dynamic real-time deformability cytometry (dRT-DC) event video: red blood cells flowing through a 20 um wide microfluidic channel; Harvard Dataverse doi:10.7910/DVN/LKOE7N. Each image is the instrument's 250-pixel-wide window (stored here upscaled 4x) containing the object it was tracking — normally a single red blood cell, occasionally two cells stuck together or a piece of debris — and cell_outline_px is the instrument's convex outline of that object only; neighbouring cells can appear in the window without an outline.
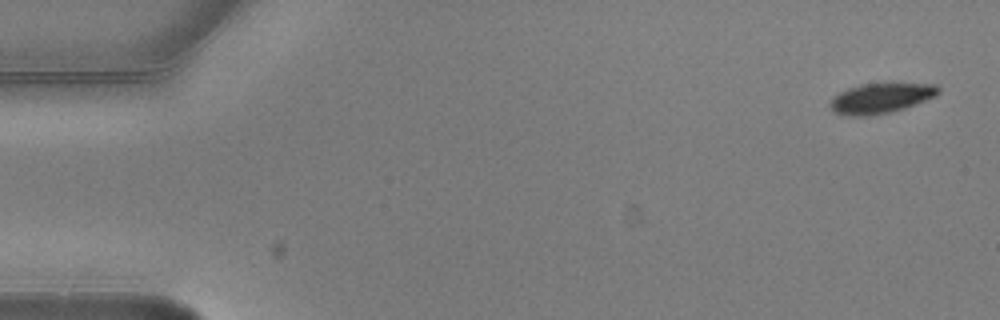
{"species": "common noctule bat (a hibernating species)", "species_latin": "Nyctalus noctula", "temperature_condition": "warm", "stored_images_in_passage": 5, "camera_frame_rate_fps": 3000, "um_per_image_px": 0.085, "animal": {"sex": "male", "body_mass_g": 20.5, "forearm_length_mm": 52.5}, "frame": {"image": 1, "passage_image": 1, "time_ms": 0.0, "image_size_px": [1000, 320], "cell_outline_px": [[940, 92], [936, 96], [904, 108], [892, 112], [868, 116], [852, 116], [836, 112], [828, 104], [832, 96], [848, 88], [860, 84], [892, 80], [936, 84], [940, 88]], "centroid_in_image_um": [74.93, 8.28], "position_along_channel_um": 10.1, "area_um2": 19.94}}
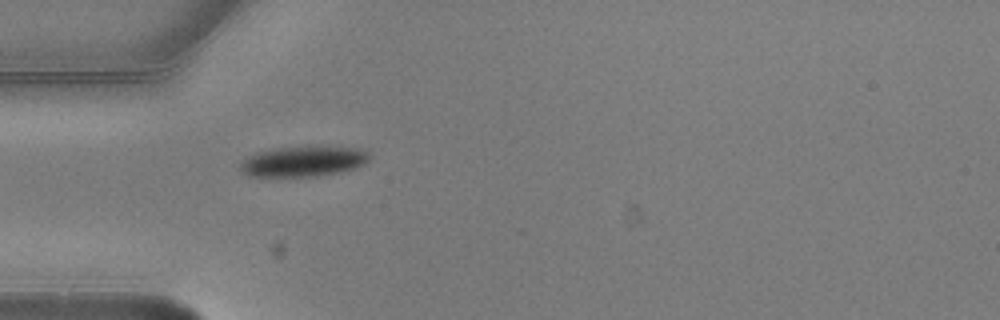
{"frame": {"image": 2, "passage_image": 5, "time_ms": 1.333, "image_size_px": [1000, 320], "cell_outline_px": [[372, 156], [364, 164], [352, 168], [336, 172], [312, 176], [248, 176], [240, 172], [240, 164], [248, 156], [256, 152], [276, 148], [360, 148], [368, 152]], "centroid_in_image_um": [25.73, 13.73], "position_along_channel_um": 59.3, "area_um2": 22.14}}